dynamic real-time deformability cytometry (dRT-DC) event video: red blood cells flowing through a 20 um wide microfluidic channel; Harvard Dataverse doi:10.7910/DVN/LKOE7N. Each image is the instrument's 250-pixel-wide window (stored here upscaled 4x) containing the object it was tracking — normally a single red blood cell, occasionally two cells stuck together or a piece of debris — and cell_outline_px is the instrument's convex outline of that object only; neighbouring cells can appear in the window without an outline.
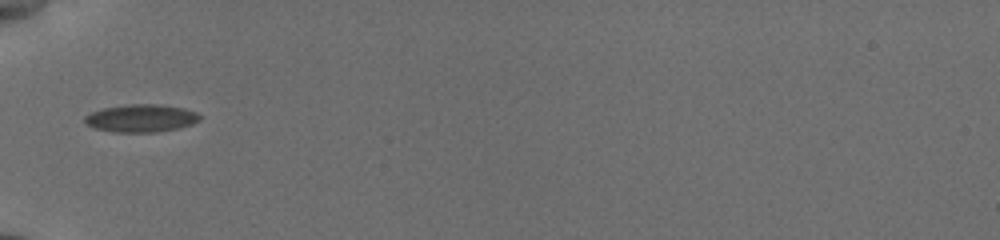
{"species": "common noctule bat (a hibernating species)", "species_latin": "Nyctalus noctula", "temperature_condition": "cold", "stored_images_in_passage": 30, "camera_frame_rate_fps": 3000, "um_per_image_px": 0.085, "animal": {"sex": "female", "body_mass_g": 19.5, "forearm_length_mm": 54.1}, "frame": {"image": 1, "passage_image": 1, "time_ms": 0.0, "image_size_px": [1000, 240], "cell_outline_px": [[200, 120], [192, 124], [180, 128], [152, 132], [112, 132], [96, 128], [88, 124], [84, 120], [84, 116], [92, 112], [104, 108], [132, 104], [156, 104], [184, 108], [196, 112], [200, 116]], "centroid_in_image_um": [12.02, 10.05], "position_along_channel_um": 73.0, "area_um2": 18.38}}
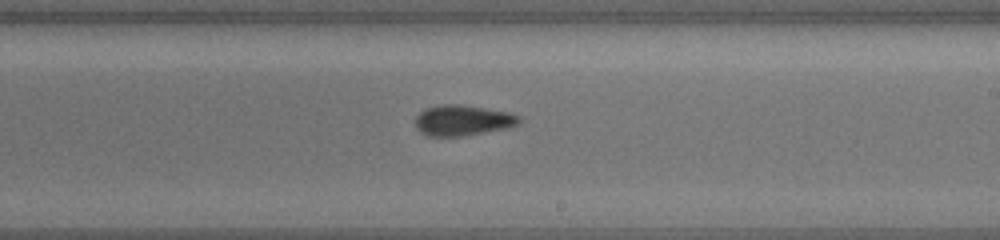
{"frame": {"image": 2, "passage_image": 15, "time_ms": 4.667, "image_size_px": [1000, 240], "cell_outline_px": [[520, 120], [516, 124], [508, 128], [460, 136], [428, 136], [420, 132], [416, 128], [416, 116], [424, 108], [444, 104], [460, 104], [508, 112], [520, 116]], "centroid_in_image_um": [39.29, 10.22], "position_along_channel_um": 249.7, "area_um2": 18.38}}
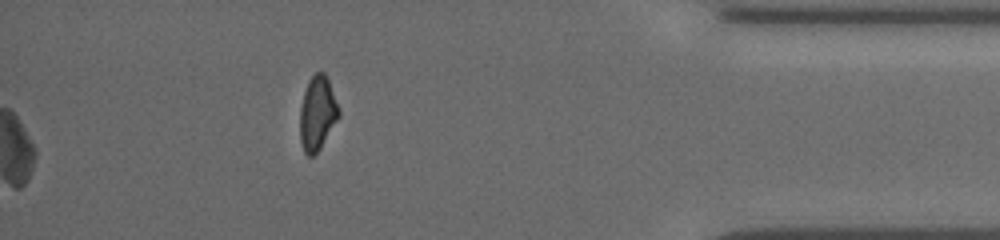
{"frame": {"image": 3, "passage_image": 30, "time_ms": 9.667, "image_size_px": [1000, 240], "cell_outline_px": [[340, 116], [320, 148], [312, 156], [308, 156], [304, 152], [300, 140], [300, 108], [304, 92], [308, 80], [316, 72], [324, 72], [328, 80], [340, 112]], "centroid_in_image_um": [26.97, 9.63], "position_along_channel_um": 408.2, "area_um2": 16.59}, "authors_computed_cell_mechanics": {"area_um2": 18.1781, "velocity_mm_per_s": 3.8375, "shape_relaxation_time_tau1_ms": 4.269, "shape_relaxation_time_tau2_ms": 4.0576, "deformation_change_tau1": 0.1169, "deformation_change_tau2": 0.1028}}